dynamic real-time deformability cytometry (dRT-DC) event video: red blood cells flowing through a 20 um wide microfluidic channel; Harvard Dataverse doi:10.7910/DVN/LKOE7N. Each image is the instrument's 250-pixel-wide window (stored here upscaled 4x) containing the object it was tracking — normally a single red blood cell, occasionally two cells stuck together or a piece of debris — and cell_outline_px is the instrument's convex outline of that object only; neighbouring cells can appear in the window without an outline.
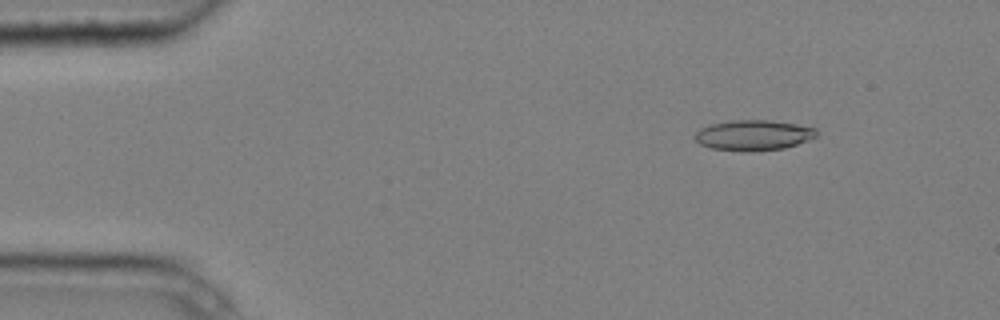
{"species": "common noctule bat (a hibernating species)", "species_latin": "Nyctalus noctula", "temperature_condition": "cold", "stored_images_in_passage": 6, "camera_frame_rate_fps": 3000, "um_per_image_px": 0.085, "animal": {"sex": "male", "body_mass_g": 20.4}, "frame": {"image": 1, "passage_image": 2, "time_ms": 0.333, "image_size_px": [1000, 320], "cell_outline_px": [[816, 136], [808, 140], [784, 148], [752, 152], [744, 152], [712, 148], [700, 144], [692, 136], [700, 128], [712, 124], [728, 120], [772, 120], [796, 124], [816, 128]], "centroid_in_image_um": [64.01, 11.49], "position_along_channel_um": 21.0, "area_um2": 21.68}}
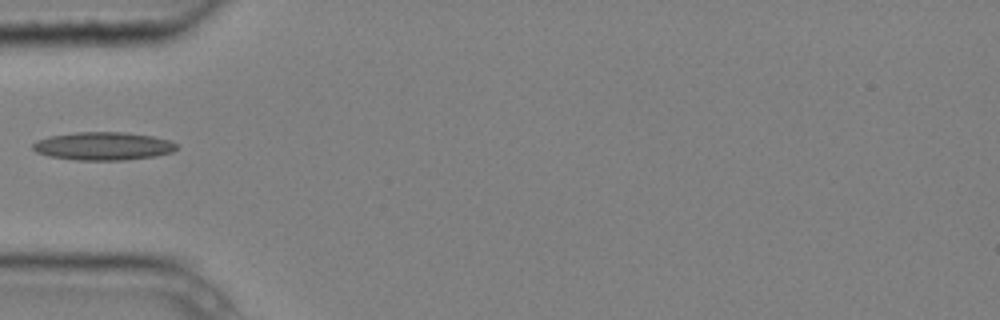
{"frame": {"image": 2, "passage_image": 5, "time_ms": 1.333, "image_size_px": [1000, 320], "cell_outline_px": [[176, 148], [172, 152], [156, 156], [124, 160], [76, 160], [48, 156], [36, 152], [32, 148], [32, 144], [36, 140], [48, 136], [76, 132], [124, 132], [152, 136], [168, 140], [176, 144]], "centroid_in_image_um": [8.72, 12.42], "position_along_channel_um": 76.3, "area_um2": 23.58}}
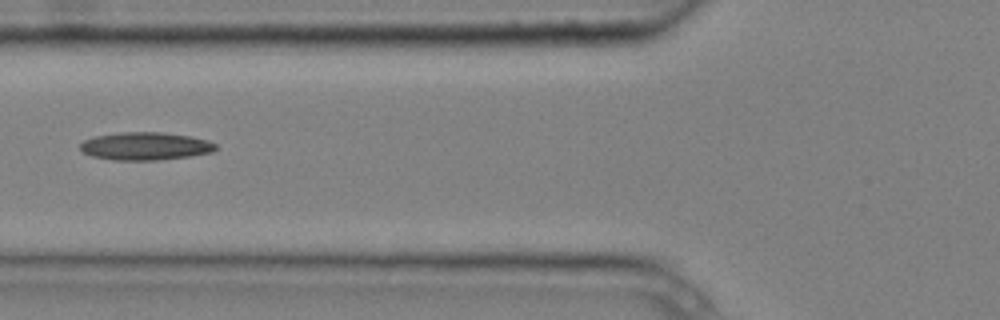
{"frame": {"image": 3, "passage_image": 6, "time_ms": 1.667, "image_size_px": [1000, 320], "cell_outline_px": [[216, 148], [212, 152], [188, 156], [156, 160], [112, 160], [92, 156], [84, 152], [80, 148], [80, 144], [84, 140], [96, 136], [120, 132], [164, 132], [192, 136], [208, 140], [216, 144]], "centroid_in_image_um": [12.36, 12.41], "position_along_channel_um": 113.4, "area_um2": 21.96}}